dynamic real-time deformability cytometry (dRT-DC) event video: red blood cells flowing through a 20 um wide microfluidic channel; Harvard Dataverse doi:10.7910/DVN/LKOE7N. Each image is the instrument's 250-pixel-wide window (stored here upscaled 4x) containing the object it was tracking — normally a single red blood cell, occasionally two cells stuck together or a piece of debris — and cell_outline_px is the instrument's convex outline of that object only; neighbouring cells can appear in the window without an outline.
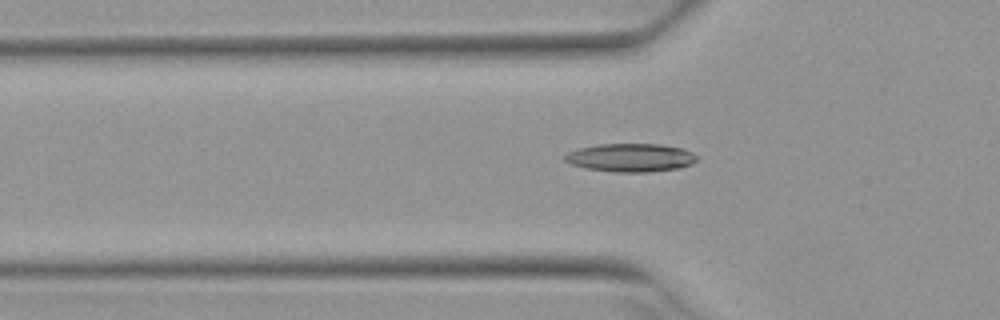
{"species": "Egyptian fruit bat (a non-hibernating species)", "species_latin": "Rousettus aegyptiacus", "temperature_condition": "warm", "stored_images_in_passage": 37, "camera_frame_rate_fps": 3000, "um_per_image_px": 0.085, "animal": {"sex": "female"}, "frame": {"image": 1, "passage_image": 2, "time_ms": 0.333, "image_size_px": [1000, 320], "cell_outline_px": [[696, 160], [692, 164], [680, 168], [648, 172], [612, 172], [584, 168], [572, 164], [564, 160], [564, 156], [568, 152], [580, 148], [600, 144], [660, 144], [684, 148], [692, 152], [696, 156]], "centroid_in_image_um": [53.62, 13.4], "position_along_channel_um": 72.2, "area_um2": 21.85}}
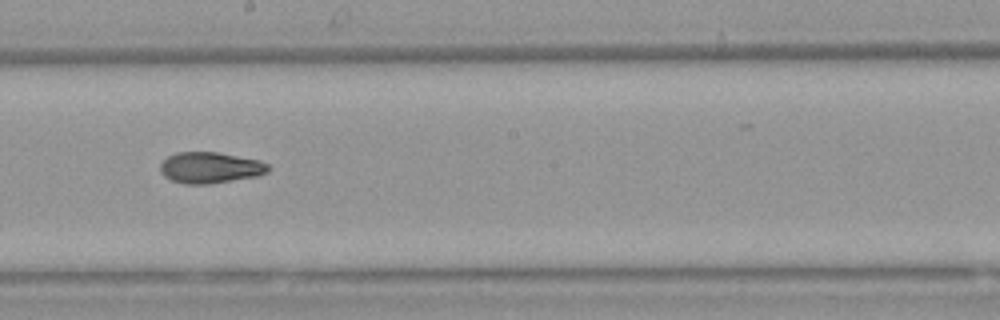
{"frame": {"image": 2, "passage_image": 14, "time_ms": 4.333, "image_size_px": [1000, 320], "cell_outline_px": [[272, 168], [268, 172], [256, 176], [208, 184], [184, 184], [172, 180], [164, 176], [160, 172], [160, 164], [168, 156], [176, 152], [216, 152], [260, 160], [268, 164]], "centroid_in_image_um": [17.87, 14.25], "position_along_channel_um": 230.3, "area_um2": 19.59}}
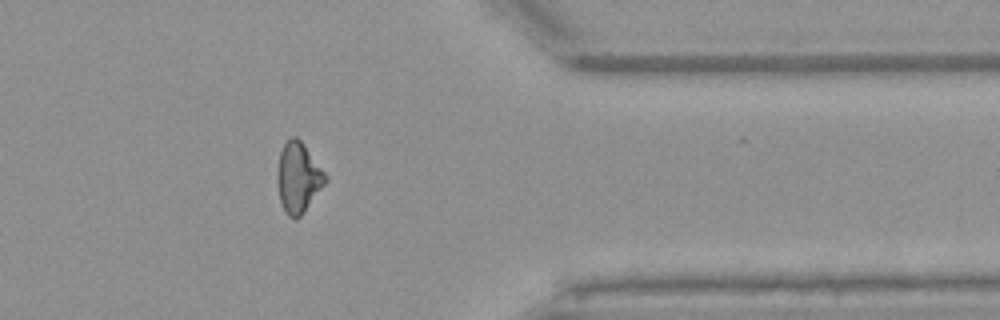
{"frame": {"image": 3, "passage_image": 27, "time_ms": 8.667, "image_size_px": [1000, 320], "cell_outline_px": [[328, 180], [304, 212], [300, 216], [288, 216], [280, 200], [276, 180], [276, 172], [280, 152], [284, 144], [292, 136], [296, 136], [304, 144], [328, 176]], "centroid_in_image_um": [25.35, 15.06], "position_along_channel_um": 386.0, "area_um2": 19.59}}